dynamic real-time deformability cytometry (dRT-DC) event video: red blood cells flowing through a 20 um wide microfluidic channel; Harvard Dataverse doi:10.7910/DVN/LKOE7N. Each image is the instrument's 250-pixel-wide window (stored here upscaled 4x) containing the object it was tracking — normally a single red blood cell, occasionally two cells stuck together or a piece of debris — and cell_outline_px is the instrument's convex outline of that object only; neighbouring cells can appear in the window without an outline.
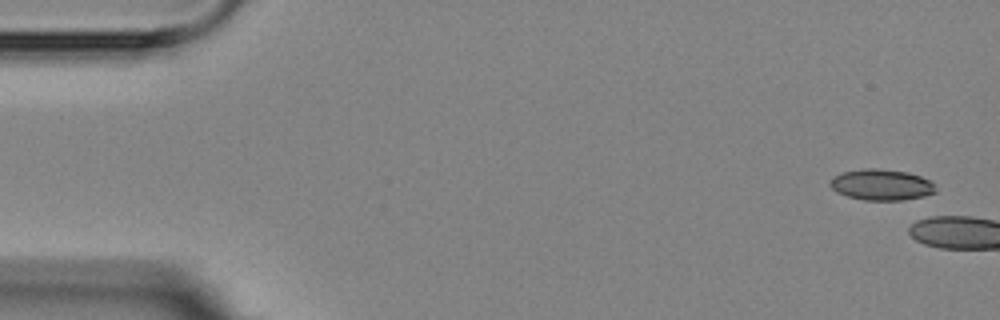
{"species": "Egyptian fruit bat (a non-hibernating species)", "species_latin": "Rousettus aegyptiacus", "temperature_condition": "room temperature", "stored_images_in_passage": 2, "camera_frame_rate_fps": 3000, "um_per_image_px": 0.085, "animal": {"sex": "female"}, "frame": {"image": 1, "passage_image": 1, "time_ms": 0.0, "image_size_px": [1000, 320], "cell_outline_px": [[936, 192], [924, 196], [904, 200], [864, 200], [848, 196], [836, 192], [828, 184], [832, 176], [840, 172], [864, 168], [880, 168], [908, 172], [920, 176], [928, 180], [932, 184]], "centroid_in_image_um": [74.86, 15.69], "position_along_channel_um": 10.1, "area_um2": 19.19}}